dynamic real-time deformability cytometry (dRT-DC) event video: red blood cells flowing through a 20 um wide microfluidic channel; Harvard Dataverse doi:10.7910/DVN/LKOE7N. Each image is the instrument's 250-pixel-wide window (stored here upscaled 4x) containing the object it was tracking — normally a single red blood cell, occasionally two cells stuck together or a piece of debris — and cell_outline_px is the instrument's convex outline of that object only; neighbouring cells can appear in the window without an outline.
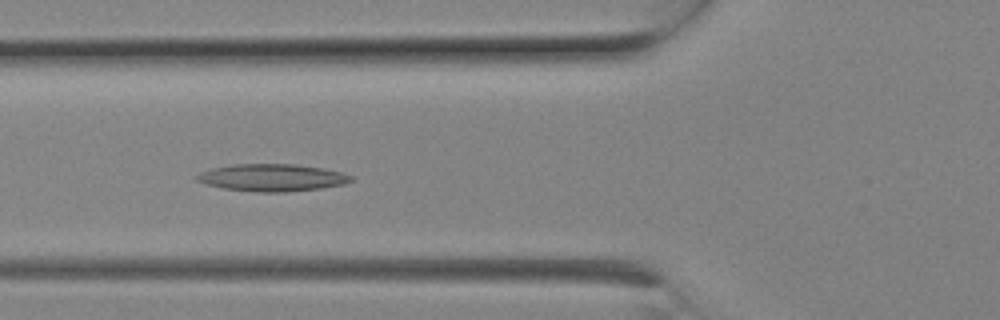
{"species": "Egyptian fruit bat (a non-hibernating species)", "species_latin": "Rousettus aegyptiacus", "temperature_condition": "room temperature", "stored_images_in_passage": 7, "camera_frame_rate_fps": 3000, "um_per_image_px": 0.085, "animal": {"sex": "female"}, "frame": {"image": 1, "passage_image": 6, "time_ms": 1.667, "image_size_px": [1000, 320], "cell_outline_px": [[356, 180], [344, 184], [320, 188], [288, 192], [256, 192], [224, 188], [208, 184], [196, 180], [196, 176], [200, 172], [212, 168], [232, 164], [292, 164], [324, 168], [340, 172], [352, 176]], "centroid_in_image_um": [23.16, 15.09], "position_along_channel_um": 102.6, "area_um2": 24.45}}
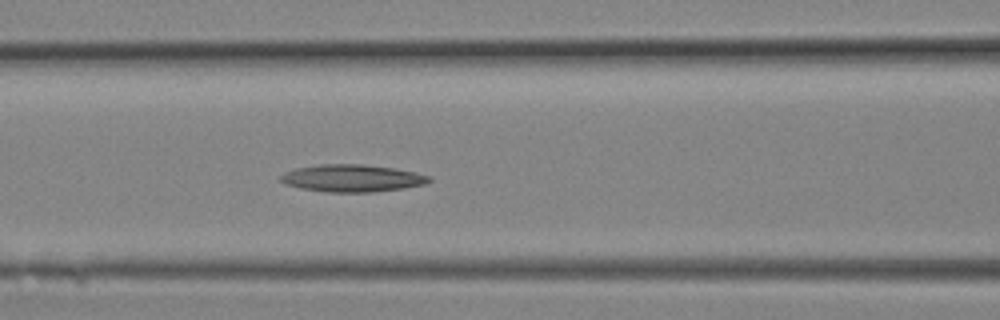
{"frame": {"image": 2, "passage_image": 7, "time_ms": 2.0, "image_size_px": [1000, 320], "cell_outline_px": [[432, 180], [428, 184], [404, 188], [372, 192], [324, 192], [300, 188], [284, 184], [280, 180], [280, 176], [284, 172], [296, 168], [320, 164], [364, 164], [392, 168], [412, 172], [428, 176]], "centroid_in_image_um": [29.9, 15.15], "position_along_channel_um": 136.7, "area_um2": 23.64}}